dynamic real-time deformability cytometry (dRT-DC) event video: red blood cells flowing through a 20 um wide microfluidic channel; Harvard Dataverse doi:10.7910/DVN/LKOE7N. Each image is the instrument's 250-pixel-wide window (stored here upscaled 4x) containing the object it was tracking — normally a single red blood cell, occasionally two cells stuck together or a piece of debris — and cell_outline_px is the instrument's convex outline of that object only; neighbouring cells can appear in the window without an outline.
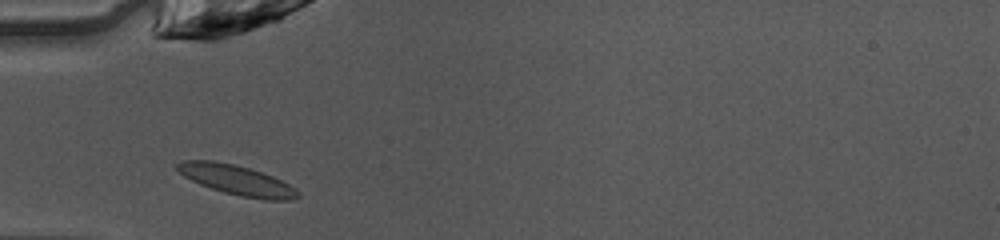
{"species": "common noctule bat (a hibernating species)", "species_latin": "Nyctalus noctula", "temperature_condition": "warm", "stored_images_in_passage": 34, "camera_frame_rate_fps": 3000, "um_per_image_px": 0.085, "animal": {"sex": "female", "body_mass_g": 10.0, "forearm_length_mm": 53.1}, "frame": {"image": 1, "passage_image": 1, "time_ms": 0.0, "image_size_px": [1000, 240], "cell_outline_px": [[300, 196], [292, 200], [264, 200], [240, 196], [224, 192], [200, 184], [184, 176], [176, 168], [176, 164], [184, 160], [212, 160], [232, 164], [248, 168], [272, 176], [296, 188], [300, 192]], "centroid_in_image_um": [20.15, 15.32], "position_along_channel_um": 64.8, "area_um2": 20.81}}
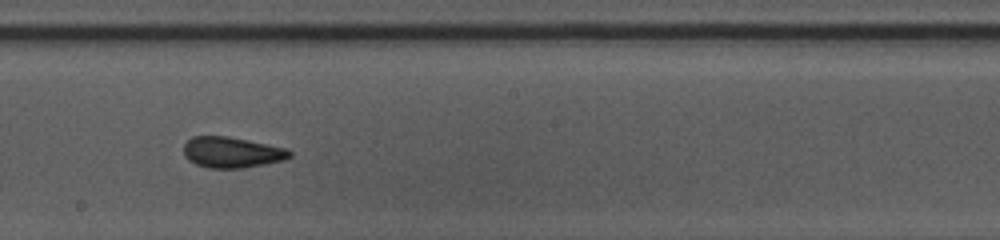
{"frame": {"image": 2, "passage_image": 13, "time_ms": 4.0, "image_size_px": [1000, 240], "cell_outline_px": [[292, 156], [284, 160], [244, 168], [208, 168], [196, 164], [188, 160], [184, 156], [184, 144], [192, 136], [228, 136], [288, 148], [292, 152]], "centroid_in_image_um": [19.71, 12.95], "position_along_channel_um": 228.5, "area_um2": 19.19}}
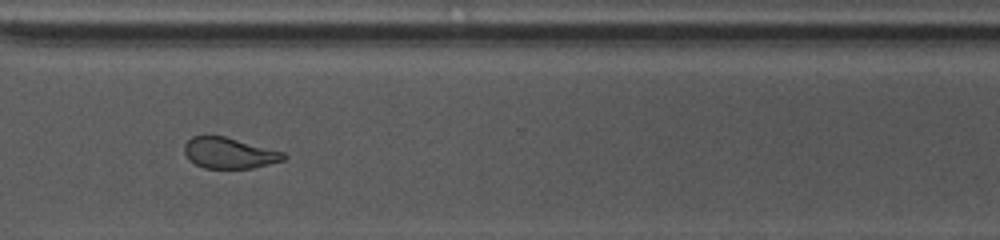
{"frame": {"image": 3, "passage_image": 22, "time_ms": 7.0, "image_size_px": [1000, 240], "cell_outline_px": [[288, 156], [284, 160], [252, 168], [204, 168], [188, 160], [184, 152], [184, 144], [192, 136], [204, 132], [224, 136], [284, 152]], "centroid_in_image_um": [19.42, 12.97], "position_along_channel_um": 351.2, "area_um2": 18.26}, "authors_computed_cell_mechanics": {"area_um2": 19.2474, "velocity_mm_per_s": 4.1008, "shape_relaxation_time_tau1_ms": 5.6666, "shape_relaxation_time_tau2_ms": 1.5732, "deformation_change_tau1": 0.1395, "deformation_change_tau2": 0.0667}}